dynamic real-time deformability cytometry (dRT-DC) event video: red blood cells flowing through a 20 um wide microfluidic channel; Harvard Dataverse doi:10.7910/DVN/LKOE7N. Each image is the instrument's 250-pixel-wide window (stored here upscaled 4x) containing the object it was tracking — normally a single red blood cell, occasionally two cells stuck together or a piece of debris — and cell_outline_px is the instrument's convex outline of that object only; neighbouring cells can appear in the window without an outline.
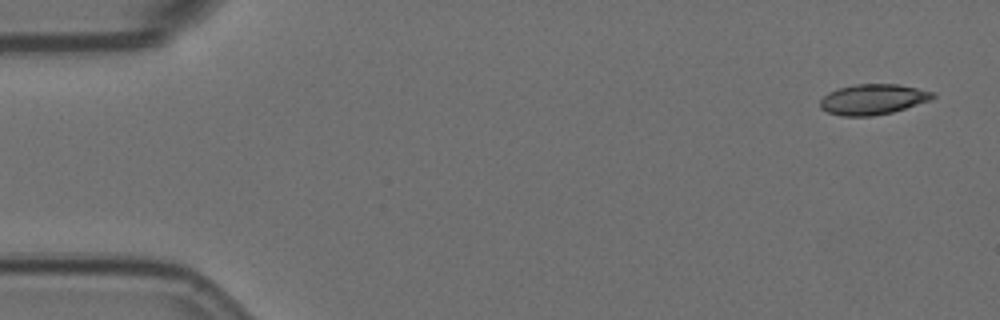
{"species": "Egyptian fruit bat (a non-hibernating species)", "species_latin": "Rousettus aegyptiacus", "temperature_condition": "room temperature", "stored_images_in_passage": 5, "camera_frame_rate_fps": 3000, "um_per_image_px": 0.085, "animal": {"sex": "female"}, "frame": {"image": 1, "passage_image": 1, "time_ms": 0.0, "image_size_px": [1000, 320], "cell_outline_px": [[936, 96], [932, 100], [892, 112], [872, 116], [840, 116], [828, 112], [820, 108], [820, 100], [828, 92], [836, 88], [856, 84], [896, 84], [936, 92]], "centroid_in_image_um": [74.2, 8.44], "position_along_channel_um": 10.8, "area_um2": 20.11}}
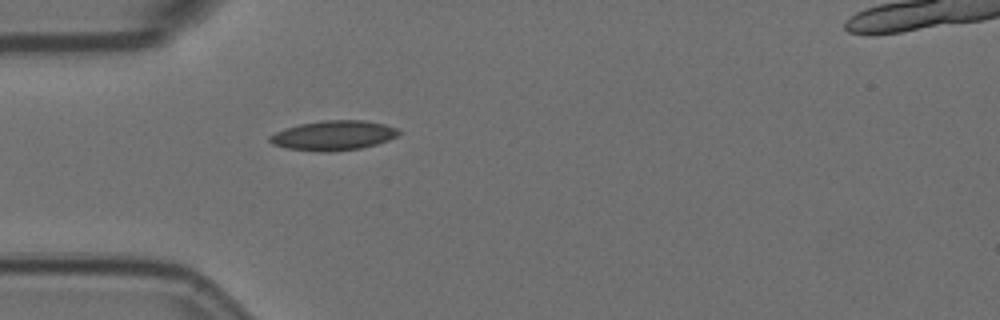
{"frame": {"image": 2, "passage_image": 5, "time_ms": 1.333, "image_size_px": [1000, 320], "cell_outline_px": [[400, 132], [396, 136], [388, 140], [376, 144], [360, 148], [332, 152], [316, 152], [284, 148], [272, 144], [268, 140], [268, 136], [276, 132], [300, 124], [324, 120], [364, 120], [384, 124], [396, 128]], "centroid_in_image_um": [28.31, 11.52], "position_along_channel_um": 56.7, "area_um2": 22.31}}